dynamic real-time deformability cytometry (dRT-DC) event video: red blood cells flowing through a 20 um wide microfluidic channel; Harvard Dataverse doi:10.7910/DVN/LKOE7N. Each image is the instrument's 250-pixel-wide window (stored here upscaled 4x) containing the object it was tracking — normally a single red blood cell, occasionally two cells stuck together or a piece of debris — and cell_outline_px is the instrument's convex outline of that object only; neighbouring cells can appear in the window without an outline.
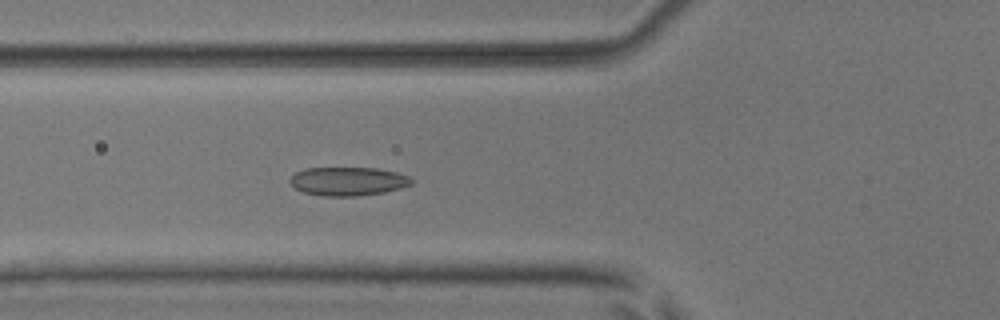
{"species": "common noctule bat (a hibernating species)", "species_latin": "Nyctalus noctula", "temperature_condition": "room temperature", "stored_images_in_passage": 37, "camera_frame_rate_fps": 3000, "um_per_image_px": 0.085, "animal": {"sex": "male", "body_mass_g": 17.9, "forearm_length_mm": 54.2}, "frame": {"image": 1, "passage_image": 4, "time_ms": 1.0, "image_size_px": [1000, 320], "cell_outline_px": [[412, 184], [400, 188], [384, 192], [356, 196], [324, 196], [304, 192], [296, 188], [288, 180], [296, 172], [304, 168], [376, 168], [396, 172], [408, 176], [412, 180]], "centroid_in_image_um": [29.57, 15.4], "position_along_channel_um": 96.2, "area_um2": 20.11}}
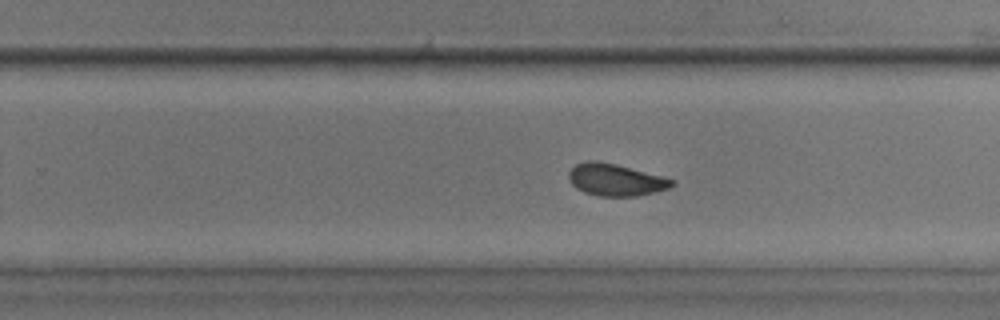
{"frame": {"image": 2, "passage_image": 18, "time_ms": 5.667, "image_size_px": [1000, 320], "cell_outline_px": [[676, 184], [668, 188], [636, 196], [596, 196], [584, 192], [576, 188], [568, 180], [568, 172], [576, 164], [588, 160], [596, 160], [616, 164], [676, 180]], "centroid_in_image_um": [52.29, 15.28], "position_along_channel_um": 277.5, "area_um2": 19.25}}
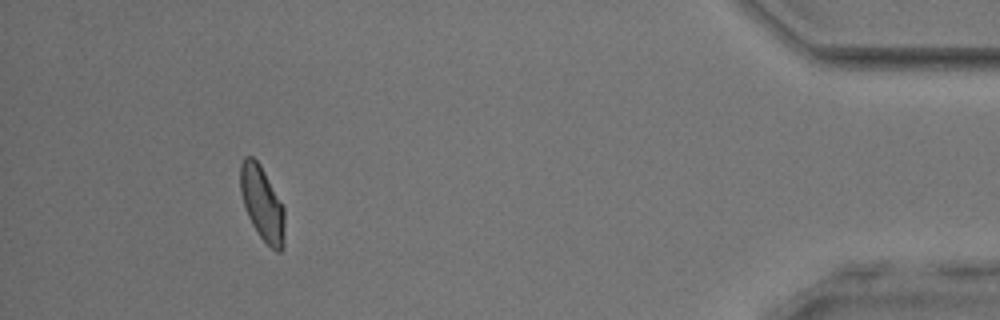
{"frame": {"image": 3, "passage_image": 33, "time_ms": 10.667, "image_size_px": [1000, 320], "cell_outline_px": [[284, 248], [280, 252], [276, 252], [260, 236], [252, 224], [248, 216], [240, 192], [240, 164], [244, 156], [252, 156], [260, 164], [284, 208]], "centroid_in_image_um": [22.28, 17.29], "position_along_channel_um": 412.9, "area_um2": 19.02}, "authors_computed_cell_mechanics": {"area_um2": 19.2474, "velocity_mm_per_s": 3.8988, "shape_relaxation_time_tau1_ms": 3.2276, "shape_relaxation_time_tau2_ms": 1.2793, "deformation_change_tau1": 0.0937, "deformation_change_tau2": 0.0514}}